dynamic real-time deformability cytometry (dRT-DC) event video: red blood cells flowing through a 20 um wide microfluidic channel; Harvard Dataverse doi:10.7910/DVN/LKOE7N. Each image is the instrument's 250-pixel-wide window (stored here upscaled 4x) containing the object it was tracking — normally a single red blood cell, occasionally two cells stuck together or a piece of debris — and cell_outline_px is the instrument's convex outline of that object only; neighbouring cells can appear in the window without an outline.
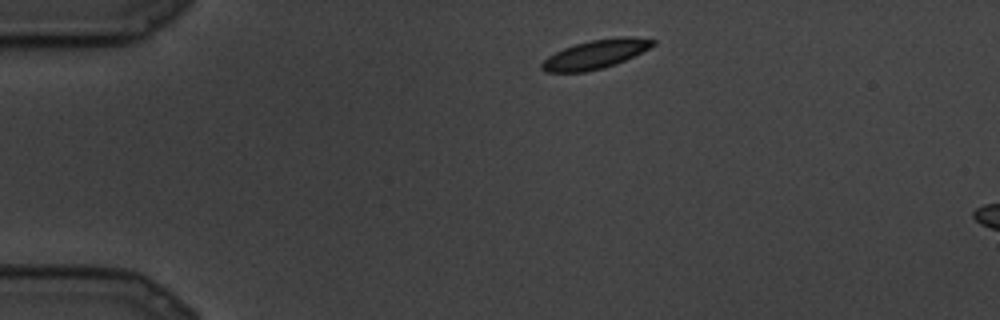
{"species": "common noctule bat (a hibernating species)", "species_latin": "Nyctalus noctula", "temperature_condition": "cold", "stored_images_in_passage": 4, "camera_frame_rate_fps": 3000, "um_per_image_px": 0.085, "animal": {"sex": "male", "body_mass_g": 19.5, "forearm_length_mm": 54.6}, "frame": {"image": 1, "passage_image": 1, "time_ms": 0.0, "image_size_px": [1000, 320], "cell_outline_px": [[656, 44], [616, 64], [604, 68], [584, 72], [544, 72], [540, 68], [540, 64], [548, 56], [564, 48], [576, 44], [592, 40], [620, 36], [632, 36], [656, 40]], "centroid_in_image_um": [50.6, 4.61], "position_along_channel_um": 34.4, "area_um2": 18.55}}